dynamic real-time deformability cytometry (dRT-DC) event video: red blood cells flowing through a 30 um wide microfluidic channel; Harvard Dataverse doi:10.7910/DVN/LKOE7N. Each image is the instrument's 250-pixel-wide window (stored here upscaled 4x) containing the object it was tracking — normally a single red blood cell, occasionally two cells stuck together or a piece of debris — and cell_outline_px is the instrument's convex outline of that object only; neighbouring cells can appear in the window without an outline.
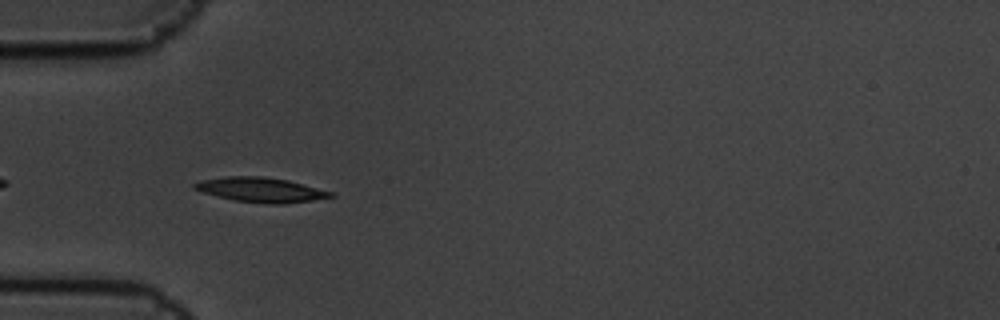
{"species": "common noctule bat (a hibernating species)", "species_latin": "Nyctalus noctula", "temperature_condition": "cold", "stored_images_in_passage": 5, "camera_frame_rate_fps": 3000, "um_per_image_px": 0.085, "animal": {"sex": "male", "body_mass_g": 19.5, "forearm_length_mm": 54.6}, "frame": {"image": 1, "passage_image": 5, "time_ms": 1.333, "image_size_px": [1000, 320], "cell_outline_px": [[336, 196], [312, 200], [284, 204], [264, 204], [236, 200], [204, 192], [192, 188], [192, 184], [200, 180], [224, 176], [260, 176], [288, 180], [332, 192]], "centroid_in_image_um": [22.16, 16.13], "position_along_channel_um": 62.8, "area_um2": 19.42}}